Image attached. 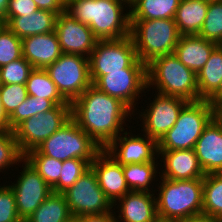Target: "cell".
<instances>
[{"label": "cell", "instance_id": "4dcf8cb0", "mask_svg": "<svg viewBox=\"0 0 222 222\" xmlns=\"http://www.w3.org/2000/svg\"><path fill=\"white\" fill-rule=\"evenodd\" d=\"M24 159L31 164L51 188L58 183L63 161L43 155L37 149L25 154Z\"/></svg>", "mask_w": 222, "mask_h": 222}, {"label": "cell", "instance_id": "4316f807", "mask_svg": "<svg viewBox=\"0 0 222 222\" xmlns=\"http://www.w3.org/2000/svg\"><path fill=\"white\" fill-rule=\"evenodd\" d=\"M72 217L65 196L52 193L25 222H67Z\"/></svg>", "mask_w": 222, "mask_h": 222}, {"label": "cell", "instance_id": "7bdbcfd3", "mask_svg": "<svg viewBox=\"0 0 222 222\" xmlns=\"http://www.w3.org/2000/svg\"><path fill=\"white\" fill-rule=\"evenodd\" d=\"M212 106V120L222 130V101L221 102H210Z\"/></svg>", "mask_w": 222, "mask_h": 222}, {"label": "cell", "instance_id": "603a6c76", "mask_svg": "<svg viewBox=\"0 0 222 222\" xmlns=\"http://www.w3.org/2000/svg\"><path fill=\"white\" fill-rule=\"evenodd\" d=\"M56 19V13L39 9L24 16L11 17L4 25L22 40L29 36L54 32Z\"/></svg>", "mask_w": 222, "mask_h": 222}, {"label": "cell", "instance_id": "d590c367", "mask_svg": "<svg viewBox=\"0 0 222 222\" xmlns=\"http://www.w3.org/2000/svg\"><path fill=\"white\" fill-rule=\"evenodd\" d=\"M24 159L19 149L14 132L0 130V171Z\"/></svg>", "mask_w": 222, "mask_h": 222}, {"label": "cell", "instance_id": "44dd1931", "mask_svg": "<svg viewBox=\"0 0 222 222\" xmlns=\"http://www.w3.org/2000/svg\"><path fill=\"white\" fill-rule=\"evenodd\" d=\"M154 195L151 192L139 191L126 193L117 201L120 204H118L120 214L117 218L120 220L116 218V222L121 220L124 222H160Z\"/></svg>", "mask_w": 222, "mask_h": 222}, {"label": "cell", "instance_id": "d6a6232c", "mask_svg": "<svg viewBox=\"0 0 222 222\" xmlns=\"http://www.w3.org/2000/svg\"><path fill=\"white\" fill-rule=\"evenodd\" d=\"M198 35L222 45V0H210L204 24Z\"/></svg>", "mask_w": 222, "mask_h": 222}, {"label": "cell", "instance_id": "484cf974", "mask_svg": "<svg viewBox=\"0 0 222 222\" xmlns=\"http://www.w3.org/2000/svg\"><path fill=\"white\" fill-rule=\"evenodd\" d=\"M181 0H130V19H174Z\"/></svg>", "mask_w": 222, "mask_h": 222}, {"label": "cell", "instance_id": "1f68e13d", "mask_svg": "<svg viewBox=\"0 0 222 222\" xmlns=\"http://www.w3.org/2000/svg\"><path fill=\"white\" fill-rule=\"evenodd\" d=\"M56 104L52 100L28 95L27 98L9 116L10 129L13 131L21 122L34 115L53 109Z\"/></svg>", "mask_w": 222, "mask_h": 222}, {"label": "cell", "instance_id": "c3c4849f", "mask_svg": "<svg viewBox=\"0 0 222 222\" xmlns=\"http://www.w3.org/2000/svg\"><path fill=\"white\" fill-rule=\"evenodd\" d=\"M67 222H81L80 219L78 217H72L70 220H68Z\"/></svg>", "mask_w": 222, "mask_h": 222}, {"label": "cell", "instance_id": "e575fe53", "mask_svg": "<svg viewBox=\"0 0 222 222\" xmlns=\"http://www.w3.org/2000/svg\"><path fill=\"white\" fill-rule=\"evenodd\" d=\"M23 57L22 40L6 25L0 26V67Z\"/></svg>", "mask_w": 222, "mask_h": 222}, {"label": "cell", "instance_id": "681fc988", "mask_svg": "<svg viewBox=\"0 0 222 222\" xmlns=\"http://www.w3.org/2000/svg\"><path fill=\"white\" fill-rule=\"evenodd\" d=\"M114 1H130V0H114Z\"/></svg>", "mask_w": 222, "mask_h": 222}, {"label": "cell", "instance_id": "ac0fdd59", "mask_svg": "<svg viewBox=\"0 0 222 222\" xmlns=\"http://www.w3.org/2000/svg\"><path fill=\"white\" fill-rule=\"evenodd\" d=\"M165 165L162 177L171 180L203 179L206 175L194 149L158 151Z\"/></svg>", "mask_w": 222, "mask_h": 222}, {"label": "cell", "instance_id": "2e32d148", "mask_svg": "<svg viewBox=\"0 0 222 222\" xmlns=\"http://www.w3.org/2000/svg\"><path fill=\"white\" fill-rule=\"evenodd\" d=\"M122 134L124 135H119L105 148V151L118 163L126 165L155 162L157 159L155 155H158V143L154 138L146 134H143V137L139 134L128 137L129 132Z\"/></svg>", "mask_w": 222, "mask_h": 222}, {"label": "cell", "instance_id": "8d00e7d4", "mask_svg": "<svg viewBox=\"0 0 222 222\" xmlns=\"http://www.w3.org/2000/svg\"><path fill=\"white\" fill-rule=\"evenodd\" d=\"M33 69L24 57L14 60L0 67V84H26Z\"/></svg>", "mask_w": 222, "mask_h": 222}, {"label": "cell", "instance_id": "cb8c5ba5", "mask_svg": "<svg viewBox=\"0 0 222 222\" xmlns=\"http://www.w3.org/2000/svg\"><path fill=\"white\" fill-rule=\"evenodd\" d=\"M208 6L209 0H181L174 18L181 35H196L200 32Z\"/></svg>", "mask_w": 222, "mask_h": 222}, {"label": "cell", "instance_id": "ee69618b", "mask_svg": "<svg viewBox=\"0 0 222 222\" xmlns=\"http://www.w3.org/2000/svg\"><path fill=\"white\" fill-rule=\"evenodd\" d=\"M177 222H219V219L212 217L210 215L201 213L198 215L190 216L183 220H179Z\"/></svg>", "mask_w": 222, "mask_h": 222}, {"label": "cell", "instance_id": "b9f144b4", "mask_svg": "<svg viewBox=\"0 0 222 222\" xmlns=\"http://www.w3.org/2000/svg\"><path fill=\"white\" fill-rule=\"evenodd\" d=\"M111 213H103L98 215H86L78 217L81 222H116V217Z\"/></svg>", "mask_w": 222, "mask_h": 222}, {"label": "cell", "instance_id": "3957f363", "mask_svg": "<svg viewBox=\"0 0 222 222\" xmlns=\"http://www.w3.org/2000/svg\"><path fill=\"white\" fill-rule=\"evenodd\" d=\"M160 179L156 198L160 222H177L203 213V179Z\"/></svg>", "mask_w": 222, "mask_h": 222}, {"label": "cell", "instance_id": "ffe728a7", "mask_svg": "<svg viewBox=\"0 0 222 222\" xmlns=\"http://www.w3.org/2000/svg\"><path fill=\"white\" fill-rule=\"evenodd\" d=\"M194 151L205 174L222 173V130L213 120L197 139Z\"/></svg>", "mask_w": 222, "mask_h": 222}, {"label": "cell", "instance_id": "60d3db41", "mask_svg": "<svg viewBox=\"0 0 222 222\" xmlns=\"http://www.w3.org/2000/svg\"><path fill=\"white\" fill-rule=\"evenodd\" d=\"M38 9L48 10L57 15L65 10L66 0H33Z\"/></svg>", "mask_w": 222, "mask_h": 222}, {"label": "cell", "instance_id": "9a60e30c", "mask_svg": "<svg viewBox=\"0 0 222 222\" xmlns=\"http://www.w3.org/2000/svg\"><path fill=\"white\" fill-rule=\"evenodd\" d=\"M55 32L61 52L89 57L98 39L87 24L77 21L66 10L57 15Z\"/></svg>", "mask_w": 222, "mask_h": 222}, {"label": "cell", "instance_id": "f35d334b", "mask_svg": "<svg viewBox=\"0 0 222 222\" xmlns=\"http://www.w3.org/2000/svg\"><path fill=\"white\" fill-rule=\"evenodd\" d=\"M0 222H23L17 213L13 189L0 186Z\"/></svg>", "mask_w": 222, "mask_h": 222}, {"label": "cell", "instance_id": "6da1fadb", "mask_svg": "<svg viewBox=\"0 0 222 222\" xmlns=\"http://www.w3.org/2000/svg\"><path fill=\"white\" fill-rule=\"evenodd\" d=\"M132 111L119 99L89 86L71 103V118L101 149H105L121 132L124 120Z\"/></svg>", "mask_w": 222, "mask_h": 222}, {"label": "cell", "instance_id": "30bf717a", "mask_svg": "<svg viewBox=\"0 0 222 222\" xmlns=\"http://www.w3.org/2000/svg\"><path fill=\"white\" fill-rule=\"evenodd\" d=\"M45 70L60 94L70 103L92 85L89 59L82 55L62 53Z\"/></svg>", "mask_w": 222, "mask_h": 222}, {"label": "cell", "instance_id": "bcb514c9", "mask_svg": "<svg viewBox=\"0 0 222 222\" xmlns=\"http://www.w3.org/2000/svg\"><path fill=\"white\" fill-rule=\"evenodd\" d=\"M9 0H0V20L2 21L7 14Z\"/></svg>", "mask_w": 222, "mask_h": 222}, {"label": "cell", "instance_id": "d6986e66", "mask_svg": "<svg viewBox=\"0 0 222 222\" xmlns=\"http://www.w3.org/2000/svg\"><path fill=\"white\" fill-rule=\"evenodd\" d=\"M23 57L36 69H46L62 54L56 32L22 39Z\"/></svg>", "mask_w": 222, "mask_h": 222}, {"label": "cell", "instance_id": "7dc6e473", "mask_svg": "<svg viewBox=\"0 0 222 222\" xmlns=\"http://www.w3.org/2000/svg\"><path fill=\"white\" fill-rule=\"evenodd\" d=\"M209 102H221L222 101V81L218 91L208 100Z\"/></svg>", "mask_w": 222, "mask_h": 222}, {"label": "cell", "instance_id": "5bb4252c", "mask_svg": "<svg viewBox=\"0 0 222 222\" xmlns=\"http://www.w3.org/2000/svg\"><path fill=\"white\" fill-rule=\"evenodd\" d=\"M187 100L158 93L149 109L139 114L143 119L142 131L157 142L173 127Z\"/></svg>", "mask_w": 222, "mask_h": 222}, {"label": "cell", "instance_id": "8992f818", "mask_svg": "<svg viewBox=\"0 0 222 222\" xmlns=\"http://www.w3.org/2000/svg\"><path fill=\"white\" fill-rule=\"evenodd\" d=\"M211 120L212 106L208 100L188 102L173 127L157 142L158 151L194 149Z\"/></svg>", "mask_w": 222, "mask_h": 222}, {"label": "cell", "instance_id": "74e56055", "mask_svg": "<svg viewBox=\"0 0 222 222\" xmlns=\"http://www.w3.org/2000/svg\"><path fill=\"white\" fill-rule=\"evenodd\" d=\"M25 84H0V101L8 117L27 98Z\"/></svg>", "mask_w": 222, "mask_h": 222}, {"label": "cell", "instance_id": "277c9868", "mask_svg": "<svg viewBox=\"0 0 222 222\" xmlns=\"http://www.w3.org/2000/svg\"><path fill=\"white\" fill-rule=\"evenodd\" d=\"M179 97L188 102L199 101L197 75L186 67L174 53L154 58L147 64V88Z\"/></svg>", "mask_w": 222, "mask_h": 222}, {"label": "cell", "instance_id": "ab89813d", "mask_svg": "<svg viewBox=\"0 0 222 222\" xmlns=\"http://www.w3.org/2000/svg\"><path fill=\"white\" fill-rule=\"evenodd\" d=\"M37 10L39 9L33 0H9L6 17L1 22L5 24L11 17L24 16Z\"/></svg>", "mask_w": 222, "mask_h": 222}, {"label": "cell", "instance_id": "7c38bea8", "mask_svg": "<svg viewBox=\"0 0 222 222\" xmlns=\"http://www.w3.org/2000/svg\"><path fill=\"white\" fill-rule=\"evenodd\" d=\"M92 85L109 96L119 99L131 111L135 100L147 89V68H125L100 76Z\"/></svg>", "mask_w": 222, "mask_h": 222}, {"label": "cell", "instance_id": "f1b7e54d", "mask_svg": "<svg viewBox=\"0 0 222 222\" xmlns=\"http://www.w3.org/2000/svg\"><path fill=\"white\" fill-rule=\"evenodd\" d=\"M157 161L122 165L124 177L130 191L150 192V184L155 180Z\"/></svg>", "mask_w": 222, "mask_h": 222}, {"label": "cell", "instance_id": "7a4b0ae2", "mask_svg": "<svg viewBox=\"0 0 222 222\" xmlns=\"http://www.w3.org/2000/svg\"><path fill=\"white\" fill-rule=\"evenodd\" d=\"M124 5L130 7V1L66 0L65 10L98 40H116L130 35V12L123 14Z\"/></svg>", "mask_w": 222, "mask_h": 222}, {"label": "cell", "instance_id": "83f0119b", "mask_svg": "<svg viewBox=\"0 0 222 222\" xmlns=\"http://www.w3.org/2000/svg\"><path fill=\"white\" fill-rule=\"evenodd\" d=\"M27 94L38 98L52 100L56 105L71 104L58 91L45 69L34 68L26 82Z\"/></svg>", "mask_w": 222, "mask_h": 222}, {"label": "cell", "instance_id": "7402d4cb", "mask_svg": "<svg viewBox=\"0 0 222 222\" xmlns=\"http://www.w3.org/2000/svg\"><path fill=\"white\" fill-rule=\"evenodd\" d=\"M218 45L196 35H181L175 49V56L196 75L209 60Z\"/></svg>", "mask_w": 222, "mask_h": 222}, {"label": "cell", "instance_id": "d4e9b609", "mask_svg": "<svg viewBox=\"0 0 222 222\" xmlns=\"http://www.w3.org/2000/svg\"><path fill=\"white\" fill-rule=\"evenodd\" d=\"M222 81V45L210 54L209 60L197 74L199 100H209L219 89Z\"/></svg>", "mask_w": 222, "mask_h": 222}, {"label": "cell", "instance_id": "ba28073f", "mask_svg": "<svg viewBox=\"0 0 222 222\" xmlns=\"http://www.w3.org/2000/svg\"><path fill=\"white\" fill-rule=\"evenodd\" d=\"M92 84L102 75L125 68H147L138 59L131 36L116 40H98L88 57Z\"/></svg>", "mask_w": 222, "mask_h": 222}, {"label": "cell", "instance_id": "52a82bcc", "mask_svg": "<svg viewBox=\"0 0 222 222\" xmlns=\"http://www.w3.org/2000/svg\"><path fill=\"white\" fill-rule=\"evenodd\" d=\"M36 149L60 161L72 158L94 160L102 150L72 118Z\"/></svg>", "mask_w": 222, "mask_h": 222}, {"label": "cell", "instance_id": "5b68a950", "mask_svg": "<svg viewBox=\"0 0 222 222\" xmlns=\"http://www.w3.org/2000/svg\"><path fill=\"white\" fill-rule=\"evenodd\" d=\"M130 36L138 59L146 65L172 54L181 37L174 19H130Z\"/></svg>", "mask_w": 222, "mask_h": 222}, {"label": "cell", "instance_id": "836d02e7", "mask_svg": "<svg viewBox=\"0 0 222 222\" xmlns=\"http://www.w3.org/2000/svg\"><path fill=\"white\" fill-rule=\"evenodd\" d=\"M93 160H83L78 158L63 161L61 175L58 183L52 188L53 193H63L74 185L80 176L85 173Z\"/></svg>", "mask_w": 222, "mask_h": 222}, {"label": "cell", "instance_id": "4fadbf2b", "mask_svg": "<svg viewBox=\"0 0 222 222\" xmlns=\"http://www.w3.org/2000/svg\"><path fill=\"white\" fill-rule=\"evenodd\" d=\"M22 162L25 164L23 171L19 172L20 177L18 176L17 182L10 187L15 196L17 213L25 222L53 192L26 159H23Z\"/></svg>", "mask_w": 222, "mask_h": 222}, {"label": "cell", "instance_id": "8fae6325", "mask_svg": "<svg viewBox=\"0 0 222 222\" xmlns=\"http://www.w3.org/2000/svg\"><path fill=\"white\" fill-rule=\"evenodd\" d=\"M73 217L111 213L113 204L100 188L90 167L74 185L62 193Z\"/></svg>", "mask_w": 222, "mask_h": 222}, {"label": "cell", "instance_id": "e0dca14e", "mask_svg": "<svg viewBox=\"0 0 222 222\" xmlns=\"http://www.w3.org/2000/svg\"><path fill=\"white\" fill-rule=\"evenodd\" d=\"M90 167L97 177L100 188L113 205L126 193H129L123 167L105 149H102L91 162Z\"/></svg>", "mask_w": 222, "mask_h": 222}, {"label": "cell", "instance_id": "9c48e42d", "mask_svg": "<svg viewBox=\"0 0 222 222\" xmlns=\"http://www.w3.org/2000/svg\"><path fill=\"white\" fill-rule=\"evenodd\" d=\"M71 119V104H58L53 109L25 119L14 130L23 155L36 149Z\"/></svg>", "mask_w": 222, "mask_h": 222}, {"label": "cell", "instance_id": "f546056e", "mask_svg": "<svg viewBox=\"0 0 222 222\" xmlns=\"http://www.w3.org/2000/svg\"><path fill=\"white\" fill-rule=\"evenodd\" d=\"M203 213L222 217V173H209L203 177Z\"/></svg>", "mask_w": 222, "mask_h": 222}, {"label": "cell", "instance_id": "f6af8a7d", "mask_svg": "<svg viewBox=\"0 0 222 222\" xmlns=\"http://www.w3.org/2000/svg\"><path fill=\"white\" fill-rule=\"evenodd\" d=\"M0 130L12 131V130L10 129L9 117H8V115L4 112L1 101H0Z\"/></svg>", "mask_w": 222, "mask_h": 222}]
</instances>
